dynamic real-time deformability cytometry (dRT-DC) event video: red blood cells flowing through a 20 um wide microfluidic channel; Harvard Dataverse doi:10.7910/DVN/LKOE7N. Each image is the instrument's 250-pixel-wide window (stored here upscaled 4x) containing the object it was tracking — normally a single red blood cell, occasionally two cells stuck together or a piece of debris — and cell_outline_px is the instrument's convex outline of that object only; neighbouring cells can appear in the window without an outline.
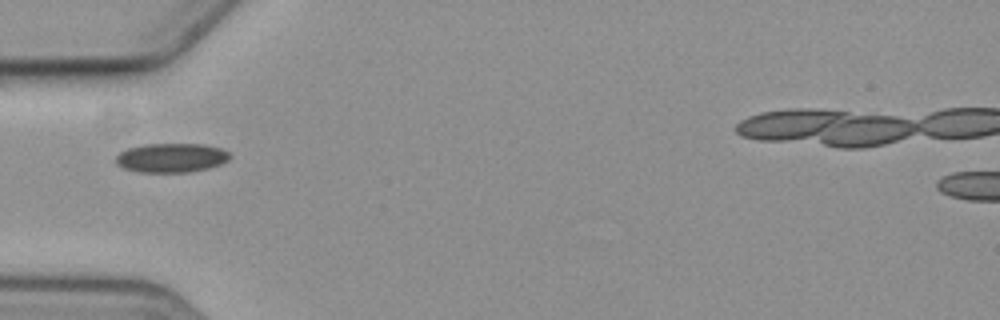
{"species": "common noctule bat (a hibernating species)", "species_latin": "Nyctalus noctula", "temperature_condition": "cold", "stored_images_in_passage": 3, "camera_frame_rate_fps": 3000, "um_per_image_px": 0.085, "animal": {"sex": "female", "body_mass_g": 19.3, "forearm_length_mm": 54.1}, "frame": {"image": 1, "passage_image": 2, "time_ms": 1.333, "image_size_px": [1000, 320], "cell_outline_px": [[232, 156], [228, 160], [220, 164], [208, 168], [188, 172], [140, 172], [124, 168], [116, 164], [116, 156], [120, 152], [128, 148], [144, 144], [204, 144], [220, 148], [228, 152]], "centroid_in_image_um": [14.56, 13.41], "position_along_channel_um": 70.4, "area_um2": 19.36}}
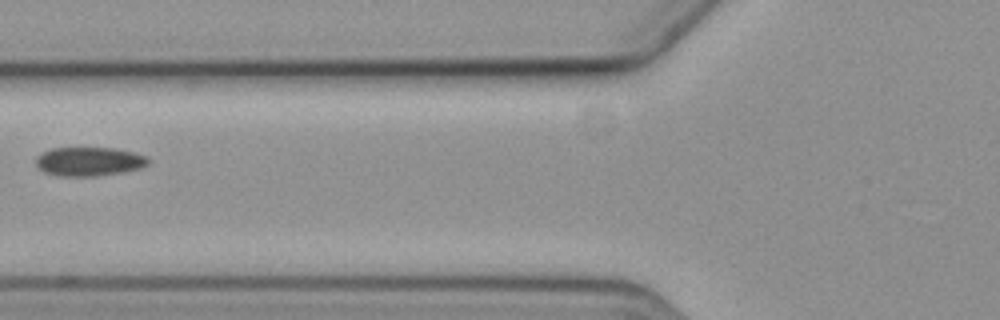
{"frame": {"image": 2, "passage_image": 3, "time_ms": 2.667, "image_size_px": [1000, 320], "cell_outline_px": [[152, 160], [148, 164], [140, 168], [124, 172], [96, 176], [60, 176], [44, 172], [36, 168], [36, 156], [40, 152], [52, 148], [116, 148], [136, 152], [148, 156]], "centroid_in_image_um": [7.59, 13.72], "position_along_channel_um": 118.2, "area_um2": 19.36}}